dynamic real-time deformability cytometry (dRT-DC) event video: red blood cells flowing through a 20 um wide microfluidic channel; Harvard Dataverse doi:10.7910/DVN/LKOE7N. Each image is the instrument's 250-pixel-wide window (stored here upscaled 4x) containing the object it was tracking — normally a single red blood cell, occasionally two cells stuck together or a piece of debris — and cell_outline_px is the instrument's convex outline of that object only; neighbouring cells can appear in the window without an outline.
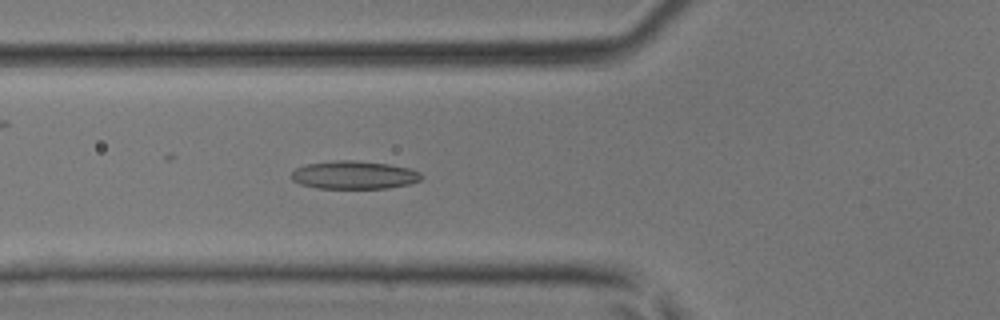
{"species": "common noctule bat (a hibernating species)", "species_latin": "Nyctalus noctula", "temperature_condition": "room temperature", "stored_images_in_passage": 44, "camera_frame_rate_fps": 3000, "um_per_image_px": 0.085, "animal": {"sex": "male", "body_mass_g": 17.9, "forearm_length_mm": 54.2}, "frame": {"image": 1, "passage_image": 17, "time_ms": 5.333, "image_size_px": [1000, 320], "cell_outline_px": [[424, 176], [420, 180], [408, 184], [388, 188], [316, 188], [300, 184], [292, 180], [288, 176], [296, 168], [304, 164], [336, 160], [352, 160], [388, 164], [412, 168], [420, 172]], "centroid_in_image_um": [30.08, 14.87], "position_along_channel_um": 95.7, "area_um2": 21.5}}
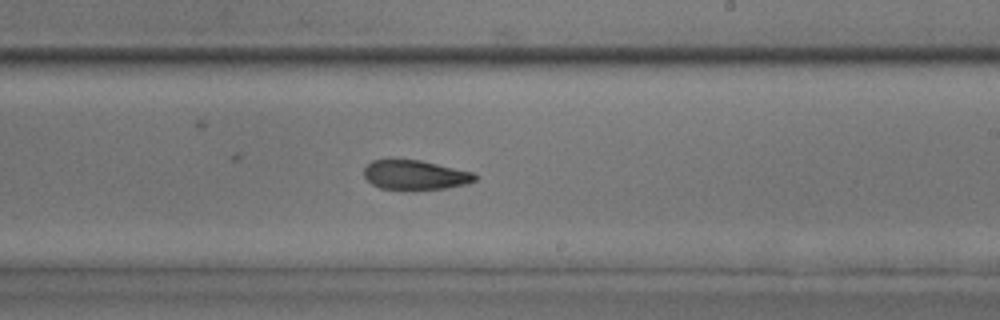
{"frame": {"image": 2, "passage_image": 27, "time_ms": 8.667, "image_size_px": [1000, 320], "cell_outline_px": [[480, 176], [476, 180], [468, 184], [444, 188], [380, 188], [372, 184], [364, 176], [364, 168], [372, 160], [420, 160], [472, 172]], "centroid_in_image_um": [35.32, 14.85], "position_along_channel_um": 253.7, "area_um2": 18.61}}
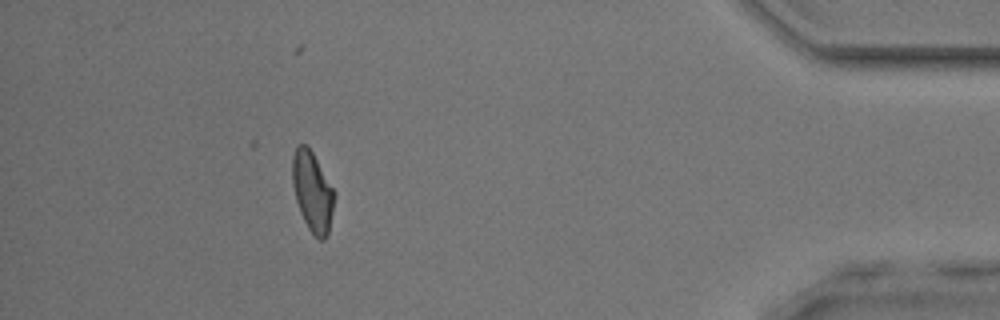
{"frame": {"image": 3, "passage_image": 40, "time_ms": 13.0, "image_size_px": [1000, 320], "cell_outline_px": [[336, 196], [328, 232], [324, 240], [320, 240], [308, 228], [300, 212], [296, 200], [292, 184], [292, 156], [296, 148], [300, 144], [304, 144], [312, 152], [336, 192]], "centroid_in_image_um": [26.57, 16.29], "position_along_channel_um": 408.6, "area_um2": 19.48}}